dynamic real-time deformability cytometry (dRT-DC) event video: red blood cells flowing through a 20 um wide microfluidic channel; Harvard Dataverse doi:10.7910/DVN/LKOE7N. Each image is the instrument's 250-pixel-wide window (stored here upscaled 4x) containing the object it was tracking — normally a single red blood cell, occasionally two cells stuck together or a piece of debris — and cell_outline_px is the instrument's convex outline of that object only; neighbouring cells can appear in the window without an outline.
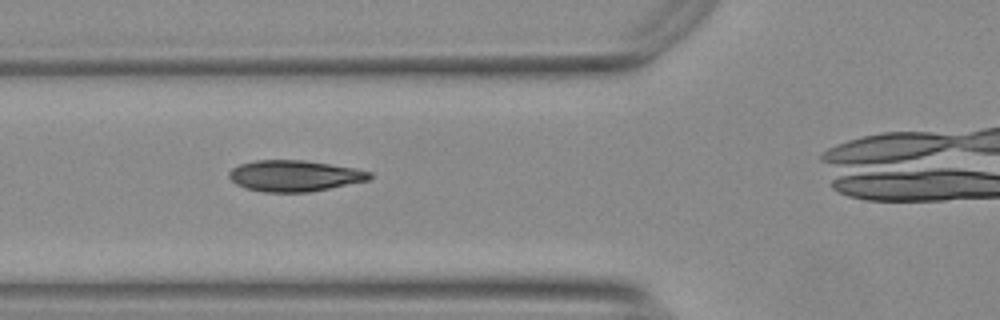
{"species": "Egyptian fruit bat (a non-hibernating species)", "species_latin": "Rousettus aegyptiacus", "temperature_condition": "warm", "stored_images_in_passage": 16, "camera_frame_rate_fps": 3000, "um_per_image_px": 0.085, "animal": {"sex": "female"}, "frame": {"image": 1, "passage_image": 13, "time_ms": 4.0, "image_size_px": [1000, 320], "cell_outline_px": [[372, 176], [368, 180], [308, 192], [264, 192], [244, 188], [236, 184], [228, 176], [228, 172], [232, 168], [240, 164], [256, 160], [304, 160], [356, 168], [372, 172]], "centroid_in_image_um": [25.01, 14.94], "position_along_channel_um": 100.8, "area_um2": 25.43}}
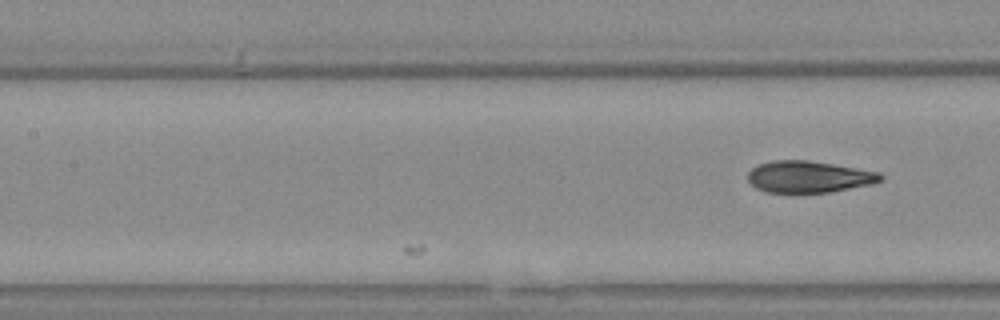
{"frame": {"image": 2, "passage_image": 16, "time_ms": 5.0, "image_size_px": [1000, 320], "cell_outline_px": [[884, 180], [872, 184], [828, 192], [764, 192], [756, 188], [748, 180], [748, 172], [756, 164], [772, 160], [808, 160], [880, 172], [884, 176]], "centroid_in_image_um": [68.74, 15.02], "position_along_channel_um": 138.7, "area_um2": 24.51}}